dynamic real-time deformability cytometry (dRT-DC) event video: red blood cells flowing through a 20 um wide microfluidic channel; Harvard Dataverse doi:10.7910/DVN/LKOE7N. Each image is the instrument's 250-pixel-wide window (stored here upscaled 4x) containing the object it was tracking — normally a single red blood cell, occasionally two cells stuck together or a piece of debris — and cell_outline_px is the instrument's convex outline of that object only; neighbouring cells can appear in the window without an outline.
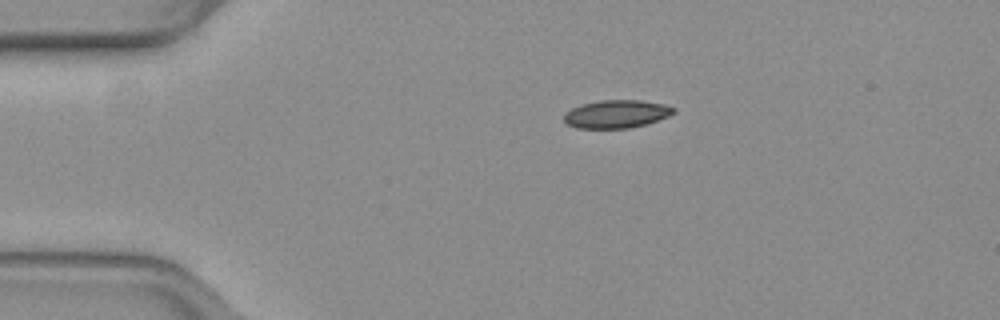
{"species": "common noctule bat (a hibernating species)", "species_latin": "Nyctalus noctula", "temperature_condition": "warm", "stored_images_in_passage": 44, "camera_frame_rate_fps": 3000, "um_per_image_px": 0.085, "animal": {"sex": "female", "body_mass_g": 19.3, "forearm_length_mm": 54.1}, "frame": {"image": 1, "passage_image": 1, "time_ms": 0.0, "image_size_px": [1000, 320], "cell_outline_px": [[676, 112], [668, 116], [644, 124], [628, 128], [576, 128], [568, 124], [564, 120], [564, 116], [572, 108], [580, 104], [600, 100], [640, 100], [660, 104], [676, 108]], "centroid_in_image_um": [52.38, 9.68], "position_along_channel_um": 32.6, "area_um2": 17.63}}
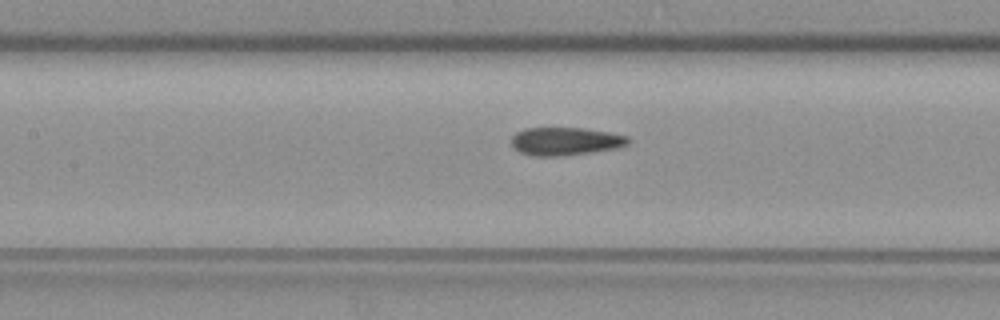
{"frame": {"image": 2, "passage_image": 15, "time_ms": 4.667, "image_size_px": [1000, 320], "cell_outline_px": [[632, 140], [628, 144], [616, 148], [592, 152], [560, 156], [532, 156], [520, 152], [512, 144], [512, 136], [516, 132], [524, 128], [584, 128], [608, 132], [628, 136]], "centroid_in_image_um": [48.07, 12.0], "position_along_channel_um": 159.3, "area_um2": 19.07}}
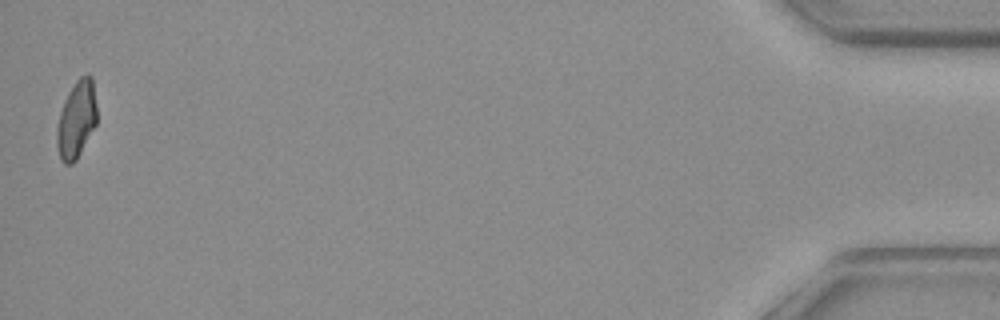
{"frame": {"image": 3, "passage_image": 44, "time_ms": 14.333, "image_size_px": [1000, 320], "cell_outline_px": [[96, 124], [76, 160], [72, 164], [64, 164], [60, 160], [56, 144], [56, 128], [60, 112], [64, 100], [68, 92], [76, 80], [80, 76], [88, 72], [92, 76], [96, 104]], "centroid_in_image_um": [6.48, 10.14], "position_along_channel_um": 428.7, "area_um2": 18.21}, "authors_computed_cell_mechanics": {"area_um2": 19.0162, "velocity_mm_per_s": 3.8149, "shape_relaxation_time_tau1_ms": null, "shape_relaxation_time_tau2_ms": 1.6433, "deformation_change_tau1": null, "deformation_change_tau2": 0.0653}}